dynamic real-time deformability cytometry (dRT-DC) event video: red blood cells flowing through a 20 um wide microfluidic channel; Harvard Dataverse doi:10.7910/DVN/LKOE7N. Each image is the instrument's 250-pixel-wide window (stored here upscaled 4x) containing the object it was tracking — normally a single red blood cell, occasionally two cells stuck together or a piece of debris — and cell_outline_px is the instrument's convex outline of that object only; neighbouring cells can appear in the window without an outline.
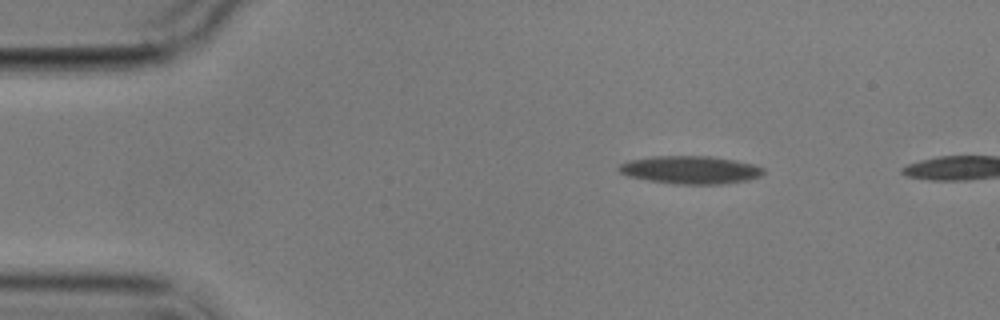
{"species": "common noctule bat (a hibernating species)", "species_latin": "Nyctalus noctula", "temperature_condition": "cold", "stored_images_in_passage": 2, "camera_frame_rate_fps": 3000, "um_per_image_px": 0.085, "animal": {"sex": "male", "body_mass_g": 17.9}, "frame": {"image": 1, "passage_image": 1, "time_ms": 0.0, "image_size_px": [1000, 320], "cell_outline_px": [[764, 172], [760, 176], [748, 180], [724, 184], [676, 184], [648, 180], [628, 176], [620, 172], [616, 168], [620, 164], [628, 160], [652, 156], [712, 156], [736, 160], [752, 164], [764, 168]], "centroid_in_image_um": [58.68, 14.43], "position_along_channel_um": 26.3, "area_um2": 23.64}}